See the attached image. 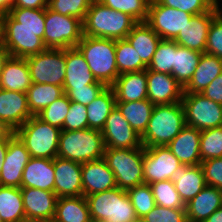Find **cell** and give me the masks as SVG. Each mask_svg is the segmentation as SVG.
I'll use <instances>...</instances> for the list:
<instances>
[{
	"mask_svg": "<svg viewBox=\"0 0 222 222\" xmlns=\"http://www.w3.org/2000/svg\"><path fill=\"white\" fill-rule=\"evenodd\" d=\"M4 41V15L0 14V44Z\"/></svg>",
	"mask_w": 222,
	"mask_h": 222,
	"instance_id": "cell-58",
	"label": "cell"
},
{
	"mask_svg": "<svg viewBox=\"0 0 222 222\" xmlns=\"http://www.w3.org/2000/svg\"><path fill=\"white\" fill-rule=\"evenodd\" d=\"M107 86L103 83H94L75 89H63L70 101L89 105Z\"/></svg>",
	"mask_w": 222,
	"mask_h": 222,
	"instance_id": "cell-49",
	"label": "cell"
},
{
	"mask_svg": "<svg viewBox=\"0 0 222 222\" xmlns=\"http://www.w3.org/2000/svg\"><path fill=\"white\" fill-rule=\"evenodd\" d=\"M180 165L167 146L144 147V183L171 180Z\"/></svg>",
	"mask_w": 222,
	"mask_h": 222,
	"instance_id": "cell-12",
	"label": "cell"
},
{
	"mask_svg": "<svg viewBox=\"0 0 222 222\" xmlns=\"http://www.w3.org/2000/svg\"><path fill=\"white\" fill-rule=\"evenodd\" d=\"M10 57V52L5 47V45L3 43L0 44V74L4 69L5 63L9 60Z\"/></svg>",
	"mask_w": 222,
	"mask_h": 222,
	"instance_id": "cell-55",
	"label": "cell"
},
{
	"mask_svg": "<svg viewBox=\"0 0 222 222\" xmlns=\"http://www.w3.org/2000/svg\"><path fill=\"white\" fill-rule=\"evenodd\" d=\"M45 29L4 28L3 44L11 57L27 58L47 48L43 43Z\"/></svg>",
	"mask_w": 222,
	"mask_h": 222,
	"instance_id": "cell-14",
	"label": "cell"
},
{
	"mask_svg": "<svg viewBox=\"0 0 222 222\" xmlns=\"http://www.w3.org/2000/svg\"><path fill=\"white\" fill-rule=\"evenodd\" d=\"M83 36L82 21L73 16H64L45 8V33L43 43L46 48L67 49L76 47Z\"/></svg>",
	"mask_w": 222,
	"mask_h": 222,
	"instance_id": "cell-8",
	"label": "cell"
},
{
	"mask_svg": "<svg viewBox=\"0 0 222 222\" xmlns=\"http://www.w3.org/2000/svg\"><path fill=\"white\" fill-rule=\"evenodd\" d=\"M21 188H36L55 192L53 159L31 157L23 170Z\"/></svg>",
	"mask_w": 222,
	"mask_h": 222,
	"instance_id": "cell-23",
	"label": "cell"
},
{
	"mask_svg": "<svg viewBox=\"0 0 222 222\" xmlns=\"http://www.w3.org/2000/svg\"><path fill=\"white\" fill-rule=\"evenodd\" d=\"M70 100L64 93L53 103L44 108L37 116L44 122L62 130L67 114L69 113Z\"/></svg>",
	"mask_w": 222,
	"mask_h": 222,
	"instance_id": "cell-44",
	"label": "cell"
},
{
	"mask_svg": "<svg viewBox=\"0 0 222 222\" xmlns=\"http://www.w3.org/2000/svg\"><path fill=\"white\" fill-rule=\"evenodd\" d=\"M14 133L25 145L30 157H57L61 129L44 122L37 115H33Z\"/></svg>",
	"mask_w": 222,
	"mask_h": 222,
	"instance_id": "cell-5",
	"label": "cell"
},
{
	"mask_svg": "<svg viewBox=\"0 0 222 222\" xmlns=\"http://www.w3.org/2000/svg\"><path fill=\"white\" fill-rule=\"evenodd\" d=\"M87 109L85 105L74 101L70 102L62 130L77 131L88 128Z\"/></svg>",
	"mask_w": 222,
	"mask_h": 222,
	"instance_id": "cell-48",
	"label": "cell"
},
{
	"mask_svg": "<svg viewBox=\"0 0 222 222\" xmlns=\"http://www.w3.org/2000/svg\"><path fill=\"white\" fill-rule=\"evenodd\" d=\"M76 48L96 80L111 87L120 75L116 64V40L83 35Z\"/></svg>",
	"mask_w": 222,
	"mask_h": 222,
	"instance_id": "cell-3",
	"label": "cell"
},
{
	"mask_svg": "<svg viewBox=\"0 0 222 222\" xmlns=\"http://www.w3.org/2000/svg\"><path fill=\"white\" fill-rule=\"evenodd\" d=\"M181 102L187 126L200 131L222 126V104L201 93H184Z\"/></svg>",
	"mask_w": 222,
	"mask_h": 222,
	"instance_id": "cell-10",
	"label": "cell"
},
{
	"mask_svg": "<svg viewBox=\"0 0 222 222\" xmlns=\"http://www.w3.org/2000/svg\"><path fill=\"white\" fill-rule=\"evenodd\" d=\"M32 83L62 86L66 75L65 49L47 48L26 58Z\"/></svg>",
	"mask_w": 222,
	"mask_h": 222,
	"instance_id": "cell-9",
	"label": "cell"
},
{
	"mask_svg": "<svg viewBox=\"0 0 222 222\" xmlns=\"http://www.w3.org/2000/svg\"><path fill=\"white\" fill-rule=\"evenodd\" d=\"M202 53L177 44L172 76L185 87L191 80Z\"/></svg>",
	"mask_w": 222,
	"mask_h": 222,
	"instance_id": "cell-37",
	"label": "cell"
},
{
	"mask_svg": "<svg viewBox=\"0 0 222 222\" xmlns=\"http://www.w3.org/2000/svg\"><path fill=\"white\" fill-rule=\"evenodd\" d=\"M101 133L106 149H133L143 146L141 136L125 120L117 107L107 117Z\"/></svg>",
	"mask_w": 222,
	"mask_h": 222,
	"instance_id": "cell-13",
	"label": "cell"
},
{
	"mask_svg": "<svg viewBox=\"0 0 222 222\" xmlns=\"http://www.w3.org/2000/svg\"><path fill=\"white\" fill-rule=\"evenodd\" d=\"M116 107V97L112 87H106L87 109L88 128L102 131L106 119Z\"/></svg>",
	"mask_w": 222,
	"mask_h": 222,
	"instance_id": "cell-32",
	"label": "cell"
},
{
	"mask_svg": "<svg viewBox=\"0 0 222 222\" xmlns=\"http://www.w3.org/2000/svg\"><path fill=\"white\" fill-rule=\"evenodd\" d=\"M205 53L222 59V16L218 13L208 31Z\"/></svg>",
	"mask_w": 222,
	"mask_h": 222,
	"instance_id": "cell-50",
	"label": "cell"
},
{
	"mask_svg": "<svg viewBox=\"0 0 222 222\" xmlns=\"http://www.w3.org/2000/svg\"><path fill=\"white\" fill-rule=\"evenodd\" d=\"M26 222L53 221L57 195L55 192L36 188H21Z\"/></svg>",
	"mask_w": 222,
	"mask_h": 222,
	"instance_id": "cell-15",
	"label": "cell"
},
{
	"mask_svg": "<svg viewBox=\"0 0 222 222\" xmlns=\"http://www.w3.org/2000/svg\"><path fill=\"white\" fill-rule=\"evenodd\" d=\"M204 222H222V207L214 211Z\"/></svg>",
	"mask_w": 222,
	"mask_h": 222,
	"instance_id": "cell-57",
	"label": "cell"
},
{
	"mask_svg": "<svg viewBox=\"0 0 222 222\" xmlns=\"http://www.w3.org/2000/svg\"><path fill=\"white\" fill-rule=\"evenodd\" d=\"M93 0H48V8L64 16H73L82 22Z\"/></svg>",
	"mask_w": 222,
	"mask_h": 222,
	"instance_id": "cell-45",
	"label": "cell"
},
{
	"mask_svg": "<svg viewBox=\"0 0 222 222\" xmlns=\"http://www.w3.org/2000/svg\"><path fill=\"white\" fill-rule=\"evenodd\" d=\"M139 221L155 206V199L149 184L143 183L127 190Z\"/></svg>",
	"mask_w": 222,
	"mask_h": 222,
	"instance_id": "cell-41",
	"label": "cell"
},
{
	"mask_svg": "<svg viewBox=\"0 0 222 222\" xmlns=\"http://www.w3.org/2000/svg\"><path fill=\"white\" fill-rule=\"evenodd\" d=\"M176 49L177 43L174 40L161 39L147 69L159 73L172 74Z\"/></svg>",
	"mask_w": 222,
	"mask_h": 222,
	"instance_id": "cell-39",
	"label": "cell"
},
{
	"mask_svg": "<svg viewBox=\"0 0 222 222\" xmlns=\"http://www.w3.org/2000/svg\"><path fill=\"white\" fill-rule=\"evenodd\" d=\"M206 98L222 104V73L217 76L202 92Z\"/></svg>",
	"mask_w": 222,
	"mask_h": 222,
	"instance_id": "cell-52",
	"label": "cell"
},
{
	"mask_svg": "<svg viewBox=\"0 0 222 222\" xmlns=\"http://www.w3.org/2000/svg\"><path fill=\"white\" fill-rule=\"evenodd\" d=\"M90 222H109L107 220L91 219Z\"/></svg>",
	"mask_w": 222,
	"mask_h": 222,
	"instance_id": "cell-61",
	"label": "cell"
},
{
	"mask_svg": "<svg viewBox=\"0 0 222 222\" xmlns=\"http://www.w3.org/2000/svg\"><path fill=\"white\" fill-rule=\"evenodd\" d=\"M220 207H222V190L206 185L186 204L187 221L204 222Z\"/></svg>",
	"mask_w": 222,
	"mask_h": 222,
	"instance_id": "cell-26",
	"label": "cell"
},
{
	"mask_svg": "<svg viewBox=\"0 0 222 222\" xmlns=\"http://www.w3.org/2000/svg\"><path fill=\"white\" fill-rule=\"evenodd\" d=\"M137 23L130 15L93 0L82 22L83 35L113 40L126 39Z\"/></svg>",
	"mask_w": 222,
	"mask_h": 222,
	"instance_id": "cell-1",
	"label": "cell"
},
{
	"mask_svg": "<svg viewBox=\"0 0 222 222\" xmlns=\"http://www.w3.org/2000/svg\"><path fill=\"white\" fill-rule=\"evenodd\" d=\"M113 171L117 187L123 190L144 183V147L105 149L103 157Z\"/></svg>",
	"mask_w": 222,
	"mask_h": 222,
	"instance_id": "cell-7",
	"label": "cell"
},
{
	"mask_svg": "<svg viewBox=\"0 0 222 222\" xmlns=\"http://www.w3.org/2000/svg\"><path fill=\"white\" fill-rule=\"evenodd\" d=\"M200 155L201 162L222 158V126L201 131Z\"/></svg>",
	"mask_w": 222,
	"mask_h": 222,
	"instance_id": "cell-42",
	"label": "cell"
},
{
	"mask_svg": "<svg viewBox=\"0 0 222 222\" xmlns=\"http://www.w3.org/2000/svg\"><path fill=\"white\" fill-rule=\"evenodd\" d=\"M216 14L217 9L214 7L211 11L193 16L190 24L178 34L174 41L190 50L205 53L208 31Z\"/></svg>",
	"mask_w": 222,
	"mask_h": 222,
	"instance_id": "cell-21",
	"label": "cell"
},
{
	"mask_svg": "<svg viewBox=\"0 0 222 222\" xmlns=\"http://www.w3.org/2000/svg\"><path fill=\"white\" fill-rule=\"evenodd\" d=\"M32 116L25 92L0 89V120L10 131L15 132Z\"/></svg>",
	"mask_w": 222,
	"mask_h": 222,
	"instance_id": "cell-18",
	"label": "cell"
},
{
	"mask_svg": "<svg viewBox=\"0 0 222 222\" xmlns=\"http://www.w3.org/2000/svg\"><path fill=\"white\" fill-rule=\"evenodd\" d=\"M126 39L137 51L141 60L148 66L161 37L146 22H138Z\"/></svg>",
	"mask_w": 222,
	"mask_h": 222,
	"instance_id": "cell-30",
	"label": "cell"
},
{
	"mask_svg": "<svg viewBox=\"0 0 222 222\" xmlns=\"http://www.w3.org/2000/svg\"><path fill=\"white\" fill-rule=\"evenodd\" d=\"M215 7L217 9V13L222 16V10L219 8V1L215 3Z\"/></svg>",
	"mask_w": 222,
	"mask_h": 222,
	"instance_id": "cell-60",
	"label": "cell"
},
{
	"mask_svg": "<svg viewBox=\"0 0 222 222\" xmlns=\"http://www.w3.org/2000/svg\"><path fill=\"white\" fill-rule=\"evenodd\" d=\"M104 138L99 130H61L57 156L85 163L104 157Z\"/></svg>",
	"mask_w": 222,
	"mask_h": 222,
	"instance_id": "cell-4",
	"label": "cell"
},
{
	"mask_svg": "<svg viewBox=\"0 0 222 222\" xmlns=\"http://www.w3.org/2000/svg\"><path fill=\"white\" fill-rule=\"evenodd\" d=\"M147 99L154 105L181 102L184 87L171 75L146 69Z\"/></svg>",
	"mask_w": 222,
	"mask_h": 222,
	"instance_id": "cell-16",
	"label": "cell"
},
{
	"mask_svg": "<svg viewBox=\"0 0 222 222\" xmlns=\"http://www.w3.org/2000/svg\"><path fill=\"white\" fill-rule=\"evenodd\" d=\"M200 135L199 129L186 125L167 147L181 164L199 165L201 163Z\"/></svg>",
	"mask_w": 222,
	"mask_h": 222,
	"instance_id": "cell-22",
	"label": "cell"
},
{
	"mask_svg": "<svg viewBox=\"0 0 222 222\" xmlns=\"http://www.w3.org/2000/svg\"><path fill=\"white\" fill-rule=\"evenodd\" d=\"M15 136V133L11 131L6 137H0V174L2 171L3 163L5 161V155L8 150V142Z\"/></svg>",
	"mask_w": 222,
	"mask_h": 222,
	"instance_id": "cell-54",
	"label": "cell"
},
{
	"mask_svg": "<svg viewBox=\"0 0 222 222\" xmlns=\"http://www.w3.org/2000/svg\"><path fill=\"white\" fill-rule=\"evenodd\" d=\"M0 216L3 222H26L21 188L0 185Z\"/></svg>",
	"mask_w": 222,
	"mask_h": 222,
	"instance_id": "cell-34",
	"label": "cell"
},
{
	"mask_svg": "<svg viewBox=\"0 0 222 222\" xmlns=\"http://www.w3.org/2000/svg\"><path fill=\"white\" fill-rule=\"evenodd\" d=\"M160 4L185 11L192 15H200L215 7L213 0H157Z\"/></svg>",
	"mask_w": 222,
	"mask_h": 222,
	"instance_id": "cell-47",
	"label": "cell"
},
{
	"mask_svg": "<svg viewBox=\"0 0 222 222\" xmlns=\"http://www.w3.org/2000/svg\"><path fill=\"white\" fill-rule=\"evenodd\" d=\"M91 219L140 222L126 190L113 189L86 196Z\"/></svg>",
	"mask_w": 222,
	"mask_h": 222,
	"instance_id": "cell-6",
	"label": "cell"
},
{
	"mask_svg": "<svg viewBox=\"0 0 222 222\" xmlns=\"http://www.w3.org/2000/svg\"><path fill=\"white\" fill-rule=\"evenodd\" d=\"M140 222H188L186 208H166L156 205Z\"/></svg>",
	"mask_w": 222,
	"mask_h": 222,
	"instance_id": "cell-46",
	"label": "cell"
},
{
	"mask_svg": "<svg viewBox=\"0 0 222 222\" xmlns=\"http://www.w3.org/2000/svg\"><path fill=\"white\" fill-rule=\"evenodd\" d=\"M185 126L182 102L154 105L147 128L141 135L142 145L167 146Z\"/></svg>",
	"mask_w": 222,
	"mask_h": 222,
	"instance_id": "cell-2",
	"label": "cell"
},
{
	"mask_svg": "<svg viewBox=\"0 0 222 222\" xmlns=\"http://www.w3.org/2000/svg\"><path fill=\"white\" fill-rule=\"evenodd\" d=\"M111 9L130 15L137 22H146L150 0H98Z\"/></svg>",
	"mask_w": 222,
	"mask_h": 222,
	"instance_id": "cell-43",
	"label": "cell"
},
{
	"mask_svg": "<svg viewBox=\"0 0 222 222\" xmlns=\"http://www.w3.org/2000/svg\"><path fill=\"white\" fill-rule=\"evenodd\" d=\"M31 84L26 58L10 57L0 74V89L26 93Z\"/></svg>",
	"mask_w": 222,
	"mask_h": 222,
	"instance_id": "cell-28",
	"label": "cell"
},
{
	"mask_svg": "<svg viewBox=\"0 0 222 222\" xmlns=\"http://www.w3.org/2000/svg\"><path fill=\"white\" fill-rule=\"evenodd\" d=\"M116 102H132L147 99L146 70L120 74L111 86Z\"/></svg>",
	"mask_w": 222,
	"mask_h": 222,
	"instance_id": "cell-27",
	"label": "cell"
},
{
	"mask_svg": "<svg viewBox=\"0 0 222 222\" xmlns=\"http://www.w3.org/2000/svg\"><path fill=\"white\" fill-rule=\"evenodd\" d=\"M194 15L176 8L160 4L157 0H150L146 23L163 40H174L189 24Z\"/></svg>",
	"mask_w": 222,
	"mask_h": 222,
	"instance_id": "cell-11",
	"label": "cell"
},
{
	"mask_svg": "<svg viewBox=\"0 0 222 222\" xmlns=\"http://www.w3.org/2000/svg\"><path fill=\"white\" fill-rule=\"evenodd\" d=\"M66 75L63 89H75L86 87L94 83H102L96 80L88 63L81 52L76 48L65 49Z\"/></svg>",
	"mask_w": 222,
	"mask_h": 222,
	"instance_id": "cell-24",
	"label": "cell"
},
{
	"mask_svg": "<svg viewBox=\"0 0 222 222\" xmlns=\"http://www.w3.org/2000/svg\"><path fill=\"white\" fill-rule=\"evenodd\" d=\"M149 185L156 205L172 209L186 208L171 180L157 181Z\"/></svg>",
	"mask_w": 222,
	"mask_h": 222,
	"instance_id": "cell-40",
	"label": "cell"
},
{
	"mask_svg": "<svg viewBox=\"0 0 222 222\" xmlns=\"http://www.w3.org/2000/svg\"><path fill=\"white\" fill-rule=\"evenodd\" d=\"M14 1L15 0H0V14H8L14 6Z\"/></svg>",
	"mask_w": 222,
	"mask_h": 222,
	"instance_id": "cell-56",
	"label": "cell"
},
{
	"mask_svg": "<svg viewBox=\"0 0 222 222\" xmlns=\"http://www.w3.org/2000/svg\"><path fill=\"white\" fill-rule=\"evenodd\" d=\"M11 131L6 125L0 120V137H6Z\"/></svg>",
	"mask_w": 222,
	"mask_h": 222,
	"instance_id": "cell-59",
	"label": "cell"
},
{
	"mask_svg": "<svg viewBox=\"0 0 222 222\" xmlns=\"http://www.w3.org/2000/svg\"><path fill=\"white\" fill-rule=\"evenodd\" d=\"M30 158L25 145L15 135L8 142V150L0 174V185L21 188L23 170Z\"/></svg>",
	"mask_w": 222,
	"mask_h": 222,
	"instance_id": "cell-19",
	"label": "cell"
},
{
	"mask_svg": "<svg viewBox=\"0 0 222 222\" xmlns=\"http://www.w3.org/2000/svg\"><path fill=\"white\" fill-rule=\"evenodd\" d=\"M83 196L117 187L113 171L104 158L82 163Z\"/></svg>",
	"mask_w": 222,
	"mask_h": 222,
	"instance_id": "cell-20",
	"label": "cell"
},
{
	"mask_svg": "<svg viewBox=\"0 0 222 222\" xmlns=\"http://www.w3.org/2000/svg\"><path fill=\"white\" fill-rule=\"evenodd\" d=\"M13 7L40 9L48 7V0H15Z\"/></svg>",
	"mask_w": 222,
	"mask_h": 222,
	"instance_id": "cell-53",
	"label": "cell"
},
{
	"mask_svg": "<svg viewBox=\"0 0 222 222\" xmlns=\"http://www.w3.org/2000/svg\"><path fill=\"white\" fill-rule=\"evenodd\" d=\"M4 28L45 29V8L12 7L4 15Z\"/></svg>",
	"mask_w": 222,
	"mask_h": 222,
	"instance_id": "cell-35",
	"label": "cell"
},
{
	"mask_svg": "<svg viewBox=\"0 0 222 222\" xmlns=\"http://www.w3.org/2000/svg\"><path fill=\"white\" fill-rule=\"evenodd\" d=\"M116 64L119 74L147 69V65L127 39L116 40Z\"/></svg>",
	"mask_w": 222,
	"mask_h": 222,
	"instance_id": "cell-38",
	"label": "cell"
},
{
	"mask_svg": "<svg viewBox=\"0 0 222 222\" xmlns=\"http://www.w3.org/2000/svg\"><path fill=\"white\" fill-rule=\"evenodd\" d=\"M26 94L29 111L32 115H38L44 108L61 97L64 91L62 86L32 83Z\"/></svg>",
	"mask_w": 222,
	"mask_h": 222,
	"instance_id": "cell-36",
	"label": "cell"
},
{
	"mask_svg": "<svg viewBox=\"0 0 222 222\" xmlns=\"http://www.w3.org/2000/svg\"><path fill=\"white\" fill-rule=\"evenodd\" d=\"M171 181L185 205L207 185L200 164L194 166L181 164L173 173Z\"/></svg>",
	"mask_w": 222,
	"mask_h": 222,
	"instance_id": "cell-25",
	"label": "cell"
},
{
	"mask_svg": "<svg viewBox=\"0 0 222 222\" xmlns=\"http://www.w3.org/2000/svg\"><path fill=\"white\" fill-rule=\"evenodd\" d=\"M221 73L222 59L202 53L191 80L184 87V93H201Z\"/></svg>",
	"mask_w": 222,
	"mask_h": 222,
	"instance_id": "cell-29",
	"label": "cell"
},
{
	"mask_svg": "<svg viewBox=\"0 0 222 222\" xmlns=\"http://www.w3.org/2000/svg\"><path fill=\"white\" fill-rule=\"evenodd\" d=\"M54 222H90V211L85 196L59 197Z\"/></svg>",
	"mask_w": 222,
	"mask_h": 222,
	"instance_id": "cell-31",
	"label": "cell"
},
{
	"mask_svg": "<svg viewBox=\"0 0 222 222\" xmlns=\"http://www.w3.org/2000/svg\"><path fill=\"white\" fill-rule=\"evenodd\" d=\"M123 117L141 136L147 128L154 107L148 99L132 102H116Z\"/></svg>",
	"mask_w": 222,
	"mask_h": 222,
	"instance_id": "cell-33",
	"label": "cell"
},
{
	"mask_svg": "<svg viewBox=\"0 0 222 222\" xmlns=\"http://www.w3.org/2000/svg\"><path fill=\"white\" fill-rule=\"evenodd\" d=\"M55 194L57 197L83 196L82 163L55 157Z\"/></svg>",
	"mask_w": 222,
	"mask_h": 222,
	"instance_id": "cell-17",
	"label": "cell"
},
{
	"mask_svg": "<svg viewBox=\"0 0 222 222\" xmlns=\"http://www.w3.org/2000/svg\"><path fill=\"white\" fill-rule=\"evenodd\" d=\"M207 185L222 190V158H212L200 163Z\"/></svg>",
	"mask_w": 222,
	"mask_h": 222,
	"instance_id": "cell-51",
	"label": "cell"
}]
</instances>
